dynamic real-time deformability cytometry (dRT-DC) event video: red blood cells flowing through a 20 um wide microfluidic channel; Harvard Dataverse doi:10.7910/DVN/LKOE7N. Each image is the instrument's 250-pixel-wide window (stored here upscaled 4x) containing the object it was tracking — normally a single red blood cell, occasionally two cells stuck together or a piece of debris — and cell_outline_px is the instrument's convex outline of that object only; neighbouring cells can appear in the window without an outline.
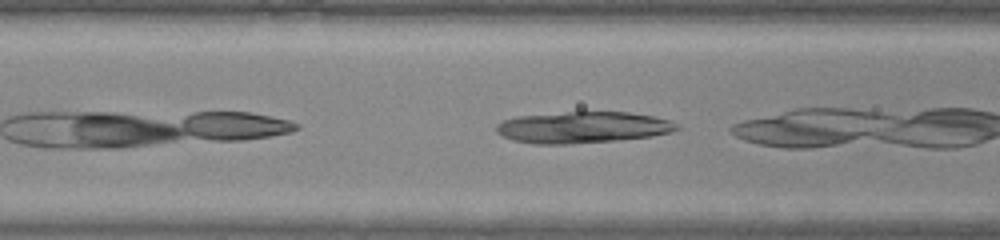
{"species": "common noctule bat (a hibernating species)", "species_latin": "Nyctalus noctula", "temperature_condition": "warm", "stored_images_in_passage": 8, "camera_frame_rate_fps": 3000, "um_per_image_px": 0.085, "animal": {"sex": "male", "body_mass_g": 20.0, "forearm_length_mm": 53.3}, "frame": {"image": 1, "passage_image": 6, "time_ms": 1.667, "image_size_px": [1000, 240], "cell_outline_px": [[680, 128], [672, 132], [652, 136], [612, 140], [568, 144], [532, 144], [516, 140], [504, 136], [496, 132], [496, 124], [504, 120], [516, 116], [568, 112], [628, 112], [652, 116], [668, 120], [676, 124]], "centroid_in_image_um": [49.51, 10.82], "position_along_channel_um": 117.1, "area_um2": 32.71}}